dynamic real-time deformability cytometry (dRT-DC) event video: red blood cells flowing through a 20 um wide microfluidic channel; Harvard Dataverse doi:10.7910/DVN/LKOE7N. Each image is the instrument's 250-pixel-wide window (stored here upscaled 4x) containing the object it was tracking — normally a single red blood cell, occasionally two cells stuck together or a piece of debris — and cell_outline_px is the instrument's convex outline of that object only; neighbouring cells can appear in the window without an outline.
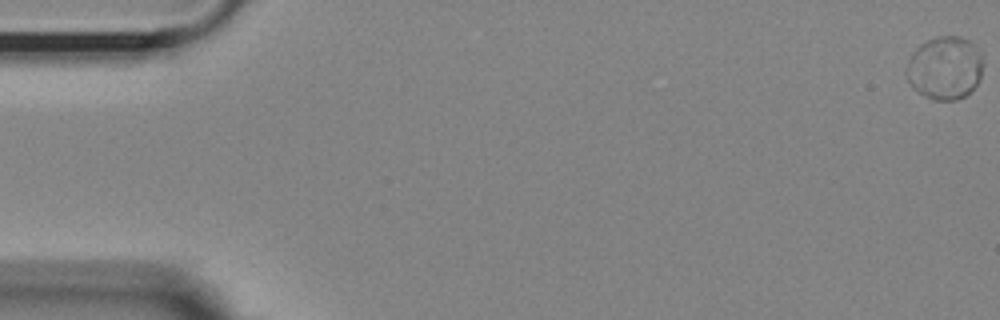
{"species": "Egyptian fruit bat (a non-hibernating species)", "species_latin": "Rousettus aegyptiacus", "temperature_condition": "room temperature", "stored_images_in_passage": 57, "camera_frame_rate_fps": 3000, "um_per_image_px": 0.085, "animal": {"sex": "female"}, "frame": {"image": 1, "passage_image": 1, "time_ms": 0.0, "image_size_px": [1000, 320], "cell_outline_px": [[984, 60], [980, 80], [964, 96], [956, 100], [932, 100], [924, 96], [912, 88], [904, 72], [904, 68], [912, 52], [920, 44], [928, 40], [940, 36], [960, 36], [968, 40], [980, 48]], "centroid_in_image_um": [80.31, 5.76], "position_along_channel_um": 4.7, "area_um2": 28.73}}
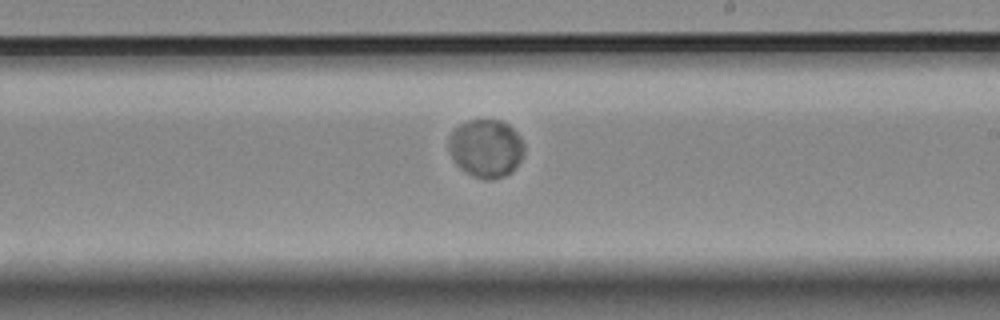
{"frame": {"image": 2, "passage_image": 34, "time_ms": 11.0, "image_size_px": [1000, 320], "cell_outline_px": [[524, 152], [520, 160], [504, 176], [492, 180], [488, 180], [472, 176], [460, 168], [456, 164], [448, 148], [448, 136], [460, 124], [468, 120], [500, 120], [508, 124], [520, 136], [524, 144]], "centroid_in_image_um": [41.29, 12.59], "position_along_channel_um": 247.7, "area_um2": 25.43}}
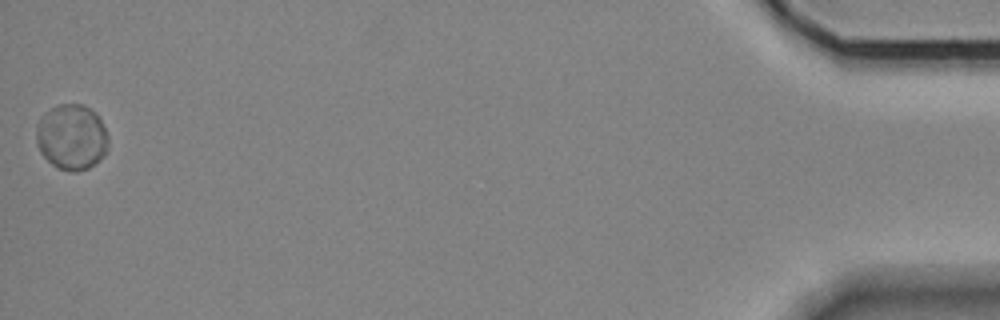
{"frame": {"image": 3, "passage_image": 57, "time_ms": 18.667, "image_size_px": [1000, 320], "cell_outline_px": [[108, 148], [104, 156], [100, 160], [88, 168], [76, 172], [72, 172], [56, 168], [40, 152], [36, 140], [36, 128], [40, 116], [44, 112], [56, 104], [84, 104], [96, 112], [108, 136]], "centroid_in_image_um": [6.08, 11.64], "position_along_channel_um": 429.1, "area_um2": 27.92}, "authors_computed_cell_mechanics": {"area_um2": 26.8192, "velocity_mm_per_s": 3.5451, "shape_relaxation_time_tau1_ms": 2.8996, "shape_relaxation_time_tau2_ms": null, "deformation_change_tau1": 0.0293, "deformation_change_tau2": null}}